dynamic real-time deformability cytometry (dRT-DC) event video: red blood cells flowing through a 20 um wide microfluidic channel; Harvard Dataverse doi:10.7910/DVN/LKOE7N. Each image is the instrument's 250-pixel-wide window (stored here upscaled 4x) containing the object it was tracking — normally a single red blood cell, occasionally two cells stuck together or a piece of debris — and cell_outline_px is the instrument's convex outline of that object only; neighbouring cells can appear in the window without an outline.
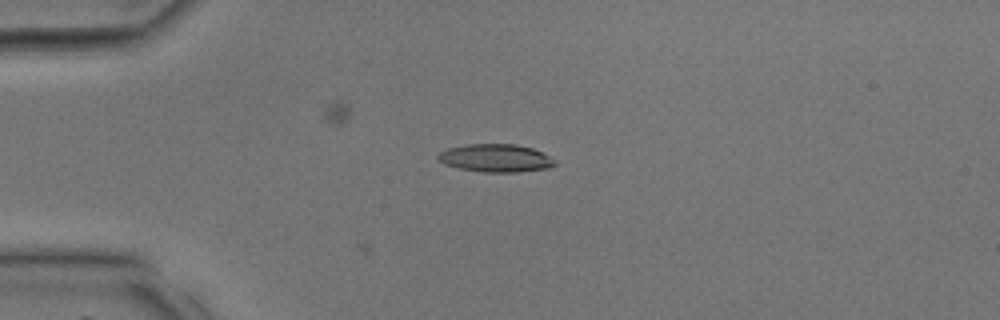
{"species": "common noctule bat (a hibernating species)", "species_latin": "Nyctalus noctula", "temperature_condition": "room temperature", "stored_images_in_passage": 3, "camera_frame_rate_fps": 3000, "um_per_image_px": 0.085, "animal": {"sex": "male", "body_mass_g": 17.9, "forearm_length_mm": 54.2}, "frame": {"image": 1, "passage_image": 1, "time_ms": 0.0, "image_size_px": [1000, 320], "cell_outline_px": [[556, 164], [548, 168], [516, 172], [484, 172], [460, 168], [444, 164], [436, 156], [440, 152], [448, 148], [468, 144], [516, 144], [532, 148], [556, 160]], "centroid_in_image_um": [42.13, 13.43], "position_along_channel_um": 42.9, "area_um2": 18.84}}